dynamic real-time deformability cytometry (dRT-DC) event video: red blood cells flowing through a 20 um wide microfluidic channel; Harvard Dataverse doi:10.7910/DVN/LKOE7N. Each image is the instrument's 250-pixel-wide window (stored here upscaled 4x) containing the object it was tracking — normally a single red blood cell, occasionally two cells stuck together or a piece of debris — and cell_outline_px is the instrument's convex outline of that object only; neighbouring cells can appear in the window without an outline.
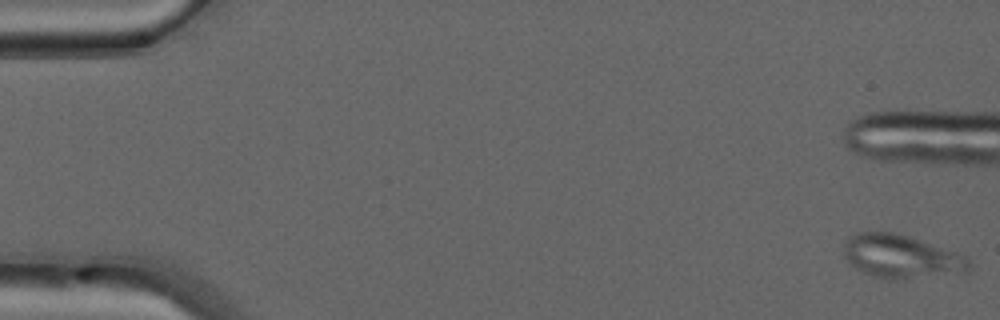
{"species": "common noctule bat (a hibernating species)", "species_latin": "Nyctalus noctula", "temperature_condition": "warm", "stored_images_in_passage": 12, "camera_frame_rate_fps": 3000, "um_per_image_px": 0.085, "animal": {"sex": "male", "forearm_length_mm": 52.5}, "frame": {"image": 1, "passage_image": 1, "time_ms": 0.0, "image_size_px": [1000, 320], "cell_outline_px": [[972, 268], [968, 272], [904, 280], [892, 280], [872, 276], [848, 264], [844, 256], [844, 244], [848, 236], [860, 232], [892, 232], [908, 236], [968, 256], [972, 264]], "centroid_in_image_um": [76.63, 21.83], "position_along_channel_um": 8.4, "area_um2": 32.14}}